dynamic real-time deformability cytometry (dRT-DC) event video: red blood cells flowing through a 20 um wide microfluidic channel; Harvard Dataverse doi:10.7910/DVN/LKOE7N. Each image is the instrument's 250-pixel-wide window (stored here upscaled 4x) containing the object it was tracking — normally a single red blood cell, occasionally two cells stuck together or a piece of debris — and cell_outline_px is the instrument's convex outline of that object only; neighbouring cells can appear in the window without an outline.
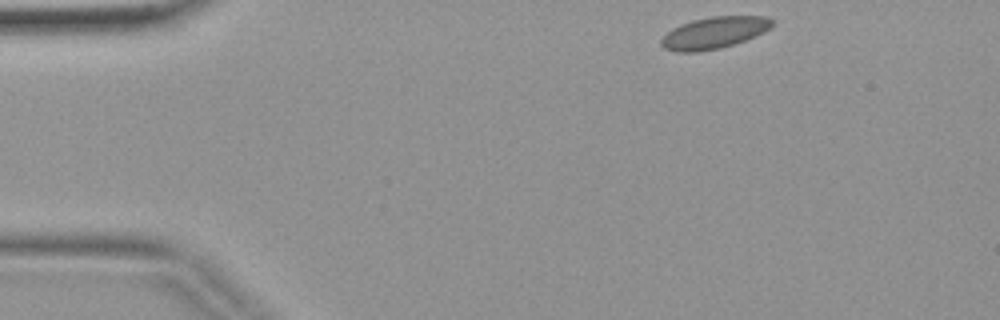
{"species": "common noctule bat (a hibernating species)", "species_latin": "Nyctalus noctula", "temperature_condition": "warm", "stored_images_in_passage": 3, "camera_frame_rate_fps": 3000, "um_per_image_px": 0.085, "animal": {"sex": "female", "body_mass_g": 19.9}, "frame": {"image": 1, "passage_image": 1, "time_ms": 0.0, "image_size_px": [1000, 320], "cell_outline_px": [[776, 24], [772, 28], [756, 36], [720, 48], [700, 52], [676, 52], [664, 48], [660, 44], [660, 40], [672, 28], [680, 24], [692, 20], [712, 16], [768, 16], [776, 20]], "centroid_in_image_um": [60.75, 2.77], "position_along_channel_um": 24.2, "area_um2": 20.81}}
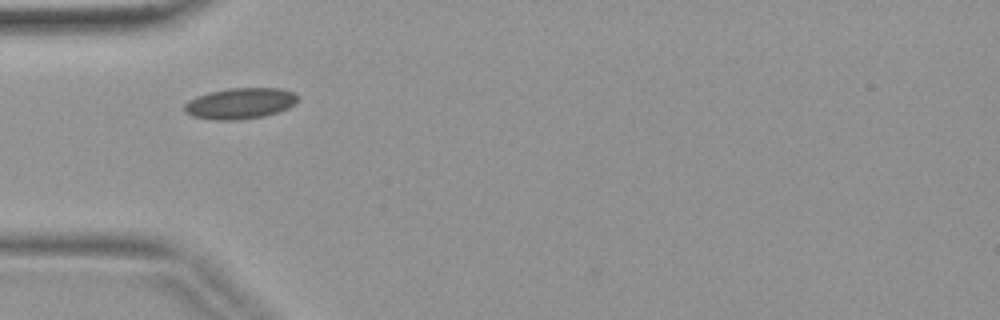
{"frame": {"image": 2, "passage_image": 3, "time_ms": 0.667, "image_size_px": [1000, 320], "cell_outline_px": [[300, 96], [288, 108], [264, 116], [240, 120], [212, 120], [192, 116], [184, 112], [184, 104], [188, 100], [196, 96], [208, 92], [232, 88], [280, 88], [296, 92]], "centroid_in_image_um": [20.39, 8.79], "position_along_channel_um": 64.6, "area_um2": 20.63}}